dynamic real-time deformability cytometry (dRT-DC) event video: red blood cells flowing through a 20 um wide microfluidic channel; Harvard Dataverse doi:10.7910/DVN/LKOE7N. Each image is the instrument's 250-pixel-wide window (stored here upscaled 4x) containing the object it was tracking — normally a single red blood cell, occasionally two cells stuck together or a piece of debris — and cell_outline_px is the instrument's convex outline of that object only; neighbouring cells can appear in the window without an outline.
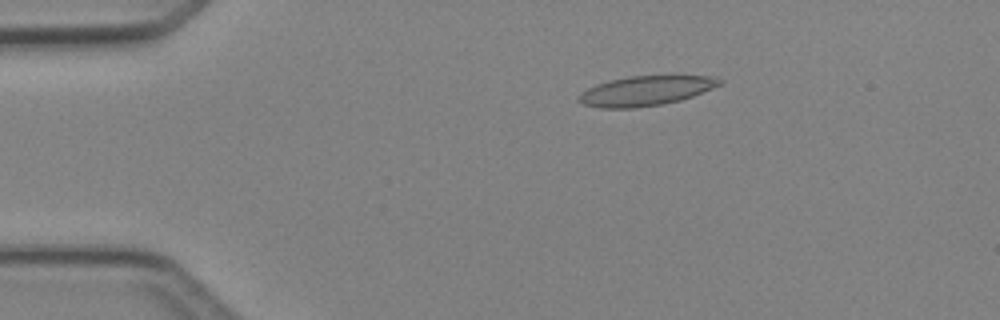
{"species": "Egyptian fruit bat (a non-hibernating species)", "species_latin": "Rousettus aegyptiacus", "temperature_condition": "cold", "stored_images_in_passage": 5, "camera_frame_rate_fps": 3000, "um_per_image_px": 0.085, "animal": {"sex": "female"}, "frame": {"image": 1, "passage_image": 3, "time_ms": 2.333, "image_size_px": [1000, 320], "cell_outline_px": [[724, 84], [692, 96], [680, 100], [660, 104], [636, 108], [600, 108], [584, 104], [576, 100], [576, 96], [580, 92], [596, 84], [628, 76], [716, 76], [724, 80]], "centroid_in_image_um": [54.89, 7.72], "position_along_channel_um": 30.1, "area_um2": 24.45}}
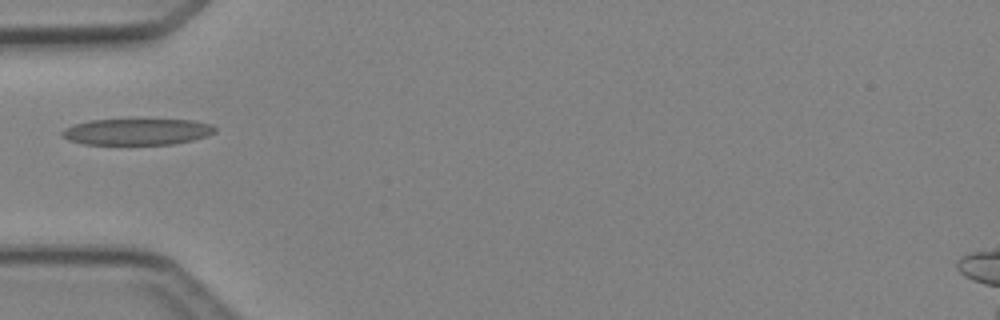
{"frame": {"image": 2, "passage_image": 5, "time_ms": 4.667, "image_size_px": [1000, 320], "cell_outline_px": [[216, 132], [208, 136], [192, 140], [172, 144], [84, 144], [68, 140], [60, 136], [60, 132], [64, 128], [72, 124], [88, 120], [192, 120], [212, 124], [216, 128]], "centroid_in_image_um": [11.62, 11.2], "position_along_channel_um": 73.4, "area_um2": 23.58}}